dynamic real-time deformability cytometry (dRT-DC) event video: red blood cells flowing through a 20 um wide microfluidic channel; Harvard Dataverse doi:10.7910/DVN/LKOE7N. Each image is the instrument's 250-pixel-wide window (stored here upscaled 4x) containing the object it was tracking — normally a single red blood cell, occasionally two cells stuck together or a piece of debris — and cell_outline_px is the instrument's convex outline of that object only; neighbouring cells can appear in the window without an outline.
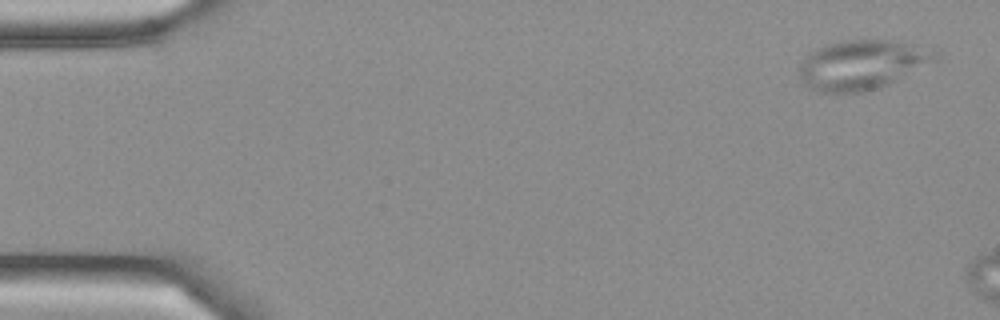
{"species": "Egyptian fruit bat (a non-hibernating species)", "species_latin": "Rousettus aegyptiacus", "temperature_condition": "cold", "stored_images_in_passage": 3, "camera_frame_rate_fps": 3000, "um_per_image_px": 0.085, "frame": {"image": 1, "passage_image": 1, "time_ms": 0.0, "image_size_px": [1000, 320], "cell_outline_px": [[940, 56], [936, 60], [880, 88], [864, 92], [820, 92], [808, 88], [804, 84], [800, 76], [800, 60], [808, 52], [816, 48], [840, 40], [896, 40], [940, 52]], "centroid_in_image_um": [73.23, 5.49], "position_along_channel_um": 11.8, "area_um2": 39.3}}